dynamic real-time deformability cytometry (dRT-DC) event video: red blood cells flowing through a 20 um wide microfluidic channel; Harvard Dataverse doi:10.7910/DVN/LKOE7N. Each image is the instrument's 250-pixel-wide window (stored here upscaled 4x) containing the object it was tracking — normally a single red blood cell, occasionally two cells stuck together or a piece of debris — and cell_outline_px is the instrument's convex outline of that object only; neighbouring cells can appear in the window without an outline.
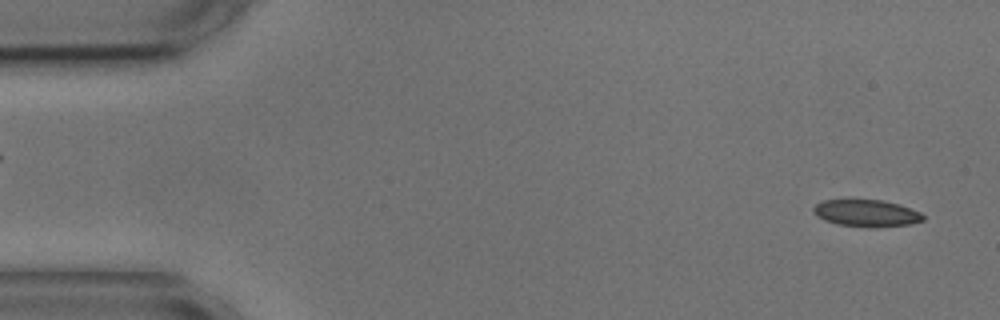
{"species": "common noctule bat (a hibernating species)", "species_latin": "Nyctalus noctula", "temperature_condition": "cold", "stored_images_in_passage": 2, "segment_of_instrument_passage": [2, 2], "camera_frame_rate_fps": 3000, "um_per_image_px": 0.085, "animal": {"sex": "male", "body_mass_g": 17.9, "forearm_length_mm": 54.2}, "frame": {"image": 1, "passage_image": 2, "time_ms": 1.0, "image_size_px": [1000, 320], "cell_outline_px": [[924, 220], [912, 224], [836, 224], [824, 220], [816, 216], [812, 212], [812, 208], [816, 204], [824, 200], [848, 196], [884, 200], [900, 204], [920, 212], [924, 216]], "centroid_in_image_um": [73.55, 18.0], "position_along_channel_um": 11.5, "area_um2": 17.22}}